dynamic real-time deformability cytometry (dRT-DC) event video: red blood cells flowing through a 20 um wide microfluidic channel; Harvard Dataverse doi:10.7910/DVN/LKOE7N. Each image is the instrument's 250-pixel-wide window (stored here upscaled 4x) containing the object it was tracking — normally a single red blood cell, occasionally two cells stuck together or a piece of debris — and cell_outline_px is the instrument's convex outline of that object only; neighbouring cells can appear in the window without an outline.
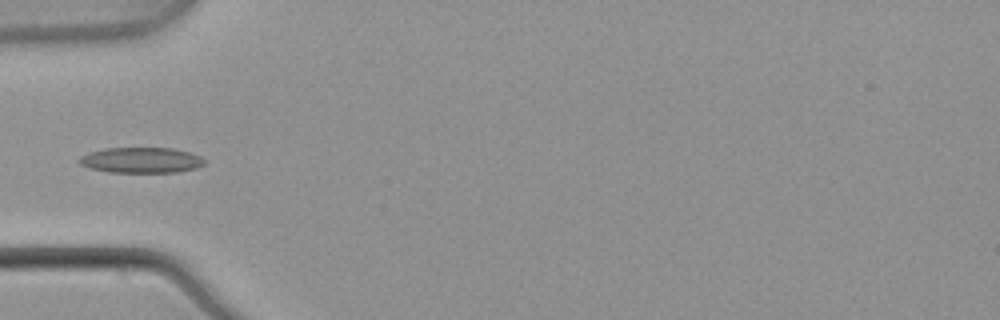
{"species": "common noctule bat (a hibernating species)", "species_latin": "Nyctalus noctula", "temperature_condition": "warm", "stored_images_in_passage": 5, "camera_frame_rate_fps": 3000, "um_per_image_px": 0.085, "animal": {"sex": "male", "body_mass_g": 21.5, "forearm_length_mm": 52.0}, "frame": {"image": 1, "passage_image": 4, "time_ms": 1.0, "image_size_px": [1000, 320], "cell_outline_px": [[204, 164], [196, 168], [176, 172], [108, 172], [92, 168], [80, 164], [76, 160], [80, 156], [92, 152], [108, 148], [172, 148], [188, 152], [200, 156], [204, 160]], "centroid_in_image_um": [12.0, 13.61], "position_along_channel_um": 73.0, "area_um2": 18.44}}
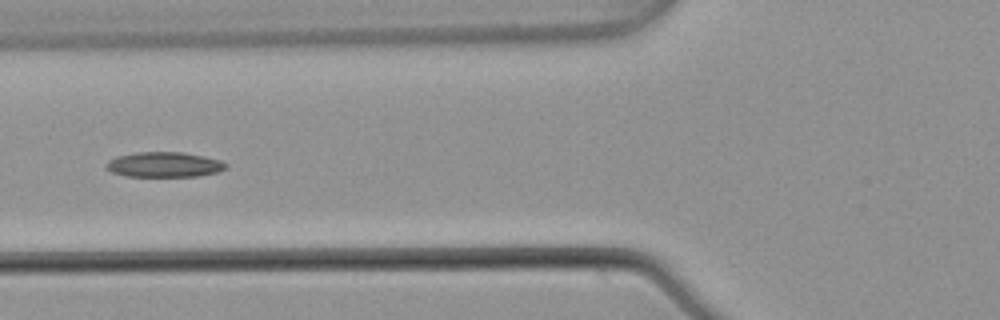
{"frame": {"image": 2, "passage_image": 5, "time_ms": 1.333, "image_size_px": [1000, 320], "cell_outline_px": [[228, 168], [216, 172], [196, 176], [124, 176], [112, 172], [104, 168], [104, 164], [108, 160], [116, 156], [136, 152], [184, 152], [204, 156], [220, 160], [228, 164]], "centroid_in_image_um": [13.92, 13.98], "position_along_channel_um": 111.9, "area_um2": 17.69}}